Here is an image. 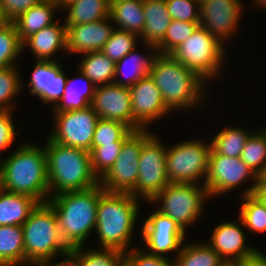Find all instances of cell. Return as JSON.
Here are the masks:
<instances>
[{
    "label": "cell",
    "mask_w": 266,
    "mask_h": 266,
    "mask_svg": "<svg viewBox=\"0 0 266 266\" xmlns=\"http://www.w3.org/2000/svg\"><path fill=\"white\" fill-rule=\"evenodd\" d=\"M140 202L130 193L107 192L99 183L94 231L99 239L97 248L118 249L124 253L132 249Z\"/></svg>",
    "instance_id": "6da1fadb"
},
{
    "label": "cell",
    "mask_w": 266,
    "mask_h": 266,
    "mask_svg": "<svg viewBox=\"0 0 266 266\" xmlns=\"http://www.w3.org/2000/svg\"><path fill=\"white\" fill-rule=\"evenodd\" d=\"M21 143L0 160L1 189L28 195L39 203L49 199L46 153L44 145Z\"/></svg>",
    "instance_id": "7a4b0ae2"
},
{
    "label": "cell",
    "mask_w": 266,
    "mask_h": 266,
    "mask_svg": "<svg viewBox=\"0 0 266 266\" xmlns=\"http://www.w3.org/2000/svg\"><path fill=\"white\" fill-rule=\"evenodd\" d=\"M149 75L160 89L164 103L172 114L174 111L197 110L206 104L203 99L205 96L208 98L207 82L170 55L157 54Z\"/></svg>",
    "instance_id": "3957f363"
},
{
    "label": "cell",
    "mask_w": 266,
    "mask_h": 266,
    "mask_svg": "<svg viewBox=\"0 0 266 266\" xmlns=\"http://www.w3.org/2000/svg\"><path fill=\"white\" fill-rule=\"evenodd\" d=\"M46 140L49 198L64 192L89 189L100 183L92 169L89 151L59 144L48 136Z\"/></svg>",
    "instance_id": "277c9868"
},
{
    "label": "cell",
    "mask_w": 266,
    "mask_h": 266,
    "mask_svg": "<svg viewBox=\"0 0 266 266\" xmlns=\"http://www.w3.org/2000/svg\"><path fill=\"white\" fill-rule=\"evenodd\" d=\"M99 184L81 191L64 192L48 199L56 212L62 239L70 247L86 246L96 227Z\"/></svg>",
    "instance_id": "5b68a950"
},
{
    "label": "cell",
    "mask_w": 266,
    "mask_h": 266,
    "mask_svg": "<svg viewBox=\"0 0 266 266\" xmlns=\"http://www.w3.org/2000/svg\"><path fill=\"white\" fill-rule=\"evenodd\" d=\"M24 266L67 256L71 248L62 239L56 212L48 203H39L22 225ZM56 257V258H55Z\"/></svg>",
    "instance_id": "8992f818"
},
{
    "label": "cell",
    "mask_w": 266,
    "mask_h": 266,
    "mask_svg": "<svg viewBox=\"0 0 266 266\" xmlns=\"http://www.w3.org/2000/svg\"><path fill=\"white\" fill-rule=\"evenodd\" d=\"M225 51L223 43L210 35L205 28L198 26L192 35L169 55L209 84L211 80H219L222 74V66L225 67L224 63H227L225 60L228 57Z\"/></svg>",
    "instance_id": "52a82bcc"
},
{
    "label": "cell",
    "mask_w": 266,
    "mask_h": 266,
    "mask_svg": "<svg viewBox=\"0 0 266 266\" xmlns=\"http://www.w3.org/2000/svg\"><path fill=\"white\" fill-rule=\"evenodd\" d=\"M210 199L203 184L169 183L150 202L156 210L173 219L185 232L197 223Z\"/></svg>",
    "instance_id": "ba28073f"
},
{
    "label": "cell",
    "mask_w": 266,
    "mask_h": 266,
    "mask_svg": "<svg viewBox=\"0 0 266 266\" xmlns=\"http://www.w3.org/2000/svg\"><path fill=\"white\" fill-rule=\"evenodd\" d=\"M152 130H142L138 179L135 189L130 193L145 203L150 202L170 182L167 175V147Z\"/></svg>",
    "instance_id": "9c48e42d"
},
{
    "label": "cell",
    "mask_w": 266,
    "mask_h": 266,
    "mask_svg": "<svg viewBox=\"0 0 266 266\" xmlns=\"http://www.w3.org/2000/svg\"><path fill=\"white\" fill-rule=\"evenodd\" d=\"M210 151V140L206 142L203 138L187 139L168 145L166 167L169 182L204 185L208 173Z\"/></svg>",
    "instance_id": "30bf717a"
},
{
    "label": "cell",
    "mask_w": 266,
    "mask_h": 266,
    "mask_svg": "<svg viewBox=\"0 0 266 266\" xmlns=\"http://www.w3.org/2000/svg\"><path fill=\"white\" fill-rule=\"evenodd\" d=\"M259 177L239 158L228 157L215 153L212 149L209 154L208 173L204 186L210 198L219 197L237 189L246 182L248 186L241 191L240 196L252 195Z\"/></svg>",
    "instance_id": "8fae6325"
},
{
    "label": "cell",
    "mask_w": 266,
    "mask_h": 266,
    "mask_svg": "<svg viewBox=\"0 0 266 266\" xmlns=\"http://www.w3.org/2000/svg\"><path fill=\"white\" fill-rule=\"evenodd\" d=\"M140 229L143 241L140 247L151 255L169 258L171 261L168 254L172 253L175 258L186 241V232L173 219L155 208L144 219Z\"/></svg>",
    "instance_id": "7c38bea8"
},
{
    "label": "cell",
    "mask_w": 266,
    "mask_h": 266,
    "mask_svg": "<svg viewBox=\"0 0 266 266\" xmlns=\"http://www.w3.org/2000/svg\"><path fill=\"white\" fill-rule=\"evenodd\" d=\"M52 131L48 137L59 144L91 151L92 139L99 119L88 106L80 110L52 113Z\"/></svg>",
    "instance_id": "4fadbf2b"
},
{
    "label": "cell",
    "mask_w": 266,
    "mask_h": 266,
    "mask_svg": "<svg viewBox=\"0 0 266 266\" xmlns=\"http://www.w3.org/2000/svg\"><path fill=\"white\" fill-rule=\"evenodd\" d=\"M142 130L134 131L122 144L121 151L109 171L100 179L107 192L131 193L137 184Z\"/></svg>",
    "instance_id": "5bb4252c"
},
{
    "label": "cell",
    "mask_w": 266,
    "mask_h": 266,
    "mask_svg": "<svg viewBox=\"0 0 266 266\" xmlns=\"http://www.w3.org/2000/svg\"><path fill=\"white\" fill-rule=\"evenodd\" d=\"M244 6L242 0H200L199 26L226 46L236 37Z\"/></svg>",
    "instance_id": "9a60e30c"
},
{
    "label": "cell",
    "mask_w": 266,
    "mask_h": 266,
    "mask_svg": "<svg viewBox=\"0 0 266 266\" xmlns=\"http://www.w3.org/2000/svg\"><path fill=\"white\" fill-rule=\"evenodd\" d=\"M132 104V130H149L150 124L172 113L150 75L129 87Z\"/></svg>",
    "instance_id": "2e32d148"
},
{
    "label": "cell",
    "mask_w": 266,
    "mask_h": 266,
    "mask_svg": "<svg viewBox=\"0 0 266 266\" xmlns=\"http://www.w3.org/2000/svg\"><path fill=\"white\" fill-rule=\"evenodd\" d=\"M237 219L236 222L233 220L219 223L211 232L209 239L205 240L225 262L241 261L258 250L246 242V228L242 220L239 217Z\"/></svg>",
    "instance_id": "e0dca14e"
},
{
    "label": "cell",
    "mask_w": 266,
    "mask_h": 266,
    "mask_svg": "<svg viewBox=\"0 0 266 266\" xmlns=\"http://www.w3.org/2000/svg\"><path fill=\"white\" fill-rule=\"evenodd\" d=\"M99 118L124 123L132 130V104L129 87L114 83L98 86L90 104Z\"/></svg>",
    "instance_id": "ac0fdd59"
},
{
    "label": "cell",
    "mask_w": 266,
    "mask_h": 266,
    "mask_svg": "<svg viewBox=\"0 0 266 266\" xmlns=\"http://www.w3.org/2000/svg\"><path fill=\"white\" fill-rule=\"evenodd\" d=\"M114 30L115 27L110 16L91 23L69 26L67 28L66 53L80 56L101 51Z\"/></svg>",
    "instance_id": "d6986e66"
},
{
    "label": "cell",
    "mask_w": 266,
    "mask_h": 266,
    "mask_svg": "<svg viewBox=\"0 0 266 266\" xmlns=\"http://www.w3.org/2000/svg\"><path fill=\"white\" fill-rule=\"evenodd\" d=\"M60 18L23 42V51L28 47L35 60L60 61L57 52L66 54L67 28ZM55 56V57H54ZM59 58V59H58Z\"/></svg>",
    "instance_id": "ffe728a7"
},
{
    "label": "cell",
    "mask_w": 266,
    "mask_h": 266,
    "mask_svg": "<svg viewBox=\"0 0 266 266\" xmlns=\"http://www.w3.org/2000/svg\"><path fill=\"white\" fill-rule=\"evenodd\" d=\"M142 45L147 51V56L141 51L139 53L137 51L138 47H136L134 50L126 54L120 61L116 62L114 84L131 87L143 77L149 75L152 61L158 53L154 45Z\"/></svg>",
    "instance_id": "44dd1931"
},
{
    "label": "cell",
    "mask_w": 266,
    "mask_h": 266,
    "mask_svg": "<svg viewBox=\"0 0 266 266\" xmlns=\"http://www.w3.org/2000/svg\"><path fill=\"white\" fill-rule=\"evenodd\" d=\"M77 70V77H67L64 94L59 102L51 108L52 113L80 110L90 106L96 86L82 71Z\"/></svg>",
    "instance_id": "7402d4cb"
},
{
    "label": "cell",
    "mask_w": 266,
    "mask_h": 266,
    "mask_svg": "<svg viewBox=\"0 0 266 266\" xmlns=\"http://www.w3.org/2000/svg\"><path fill=\"white\" fill-rule=\"evenodd\" d=\"M58 11H61V8L57 2L41 0L21 14L13 21L21 42L23 43L29 36L37 33L44 27L55 23L56 19H59L55 18L57 17L55 12Z\"/></svg>",
    "instance_id": "603a6c76"
},
{
    "label": "cell",
    "mask_w": 266,
    "mask_h": 266,
    "mask_svg": "<svg viewBox=\"0 0 266 266\" xmlns=\"http://www.w3.org/2000/svg\"><path fill=\"white\" fill-rule=\"evenodd\" d=\"M145 26L140 36L141 44L155 47L163 40L171 22L165 0H143Z\"/></svg>",
    "instance_id": "cb8c5ba5"
},
{
    "label": "cell",
    "mask_w": 266,
    "mask_h": 266,
    "mask_svg": "<svg viewBox=\"0 0 266 266\" xmlns=\"http://www.w3.org/2000/svg\"><path fill=\"white\" fill-rule=\"evenodd\" d=\"M109 16L115 29L141 36L145 26L143 0H110Z\"/></svg>",
    "instance_id": "d4e9b609"
},
{
    "label": "cell",
    "mask_w": 266,
    "mask_h": 266,
    "mask_svg": "<svg viewBox=\"0 0 266 266\" xmlns=\"http://www.w3.org/2000/svg\"><path fill=\"white\" fill-rule=\"evenodd\" d=\"M39 202L24 194L0 190V226H22Z\"/></svg>",
    "instance_id": "484cf974"
},
{
    "label": "cell",
    "mask_w": 266,
    "mask_h": 266,
    "mask_svg": "<svg viewBox=\"0 0 266 266\" xmlns=\"http://www.w3.org/2000/svg\"><path fill=\"white\" fill-rule=\"evenodd\" d=\"M109 10L110 0H73L61 8L66 28L109 17Z\"/></svg>",
    "instance_id": "4316f807"
},
{
    "label": "cell",
    "mask_w": 266,
    "mask_h": 266,
    "mask_svg": "<svg viewBox=\"0 0 266 266\" xmlns=\"http://www.w3.org/2000/svg\"><path fill=\"white\" fill-rule=\"evenodd\" d=\"M78 69L82 71L92 82L98 86L111 84L115 78L116 63L110 60L101 51L81 55Z\"/></svg>",
    "instance_id": "83f0119b"
},
{
    "label": "cell",
    "mask_w": 266,
    "mask_h": 266,
    "mask_svg": "<svg viewBox=\"0 0 266 266\" xmlns=\"http://www.w3.org/2000/svg\"><path fill=\"white\" fill-rule=\"evenodd\" d=\"M0 266H24L22 226H0Z\"/></svg>",
    "instance_id": "f1b7e54d"
},
{
    "label": "cell",
    "mask_w": 266,
    "mask_h": 266,
    "mask_svg": "<svg viewBox=\"0 0 266 266\" xmlns=\"http://www.w3.org/2000/svg\"><path fill=\"white\" fill-rule=\"evenodd\" d=\"M68 256L73 266H124V252L118 249L79 246L71 248Z\"/></svg>",
    "instance_id": "f546056e"
},
{
    "label": "cell",
    "mask_w": 266,
    "mask_h": 266,
    "mask_svg": "<svg viewBox=\"0 0 266 266\" xmlns=\"http://www.w3.org/2000/svg\"><path fill=\"white\" fill-rule=\"evenodd\" d=\"M225 261L206 242H186L172 259V266H222Z\"/></svg>",
    "instance_id": "4dcf8cb0"
},
{
    "label": "cell",
    "mask_w": 266,
    "mask_h": 266,
    "mask_svg": "<svg viewBox=\"0 0 266 266\" xmlns=\"http://www.w3.org/2000/svg\"><path fill=\"white\" fill-rule=\"evenodd\" d=\"M252 132L244 130L242 126L223 127L213 135L214 137H210L211 149L223 156L240 158L247 138Z\"/></svg>",
    "instance_id": "1f68e13d"
},
{
    "label": "cell",
    "mask_w": 266,
    "mask_h": 266,
    "mask_svg": "<svg viewBox=\"0 0 266 266\" xmlns=\"http://www.w3.org/2000/svg\"><path fill=\"white\" fill-rule=\"evenodd\" d=\"M240 159L259 177L266 169V126L247 138Z\"/></svg>",
    "instance_id": "d6a6232c"
},
{
    "label": "cell",
    "mask_w": 266,
    "mask_h": 266,
    "mask_svg": "<svg viewBox=\"0 0 266 266\" xmlns=\"http://www.w3.org/2000/svg\"><path fill=\"white\" fill-rule=\"evenodd\" d=\"M18 66L0 69V111H15L16 96L21 95L24 90L25 85Z\"/></svg>",
    "instance_id": "836d02e7"
},
{
    "label": "cell",
    "mask_w": 266,
    "mask_h": 266,
    "mask_svg": "<svg viewBox=\"0 0 266 266\" xmlns=\"http://www.w3.org/2000/svg\"><path fill=\"white\" fill-rule=\"evenodd\" d=\"M23 53V43L15 24L4 22L0 26V69L15 66L17 58L20 59Z\"/></svg>",
    "instance_id": "e575fe53"
},
{
    "label": "cell",
    "mask_w": 266,
    "mask_h": 266,
    "mask_svg": "<svg viewBox=\"0 0 266 266\" xmlns=\"http://www.w3.org/2000/svg\"><path fill=\"white\" fill-rule=\"evenodd\" d=\"M240 204L238 217L242 220L246 230L251 233H266V207L252 195L239 196Z\"/></svg>",
    "instance_id": "d590c367"
},
{
    "label": "cell",
    "mask_w": 266,
    "mask_h": 266,
    "mask_svg": "<svg viewBox=\"0 0 266 266\" xmlns=\"http://www.w3.org/2000/svg\"><path fill=\"white\" fill-rule=\"evenodd\" d=\"M133 132L122 122L99 118L92 139V147L124 142Z\"/></svg>",
    "instance_id": "8d00e7d4"
},
{
    "label": "cell",
    "mask_w": 266,
    "mask_h": 266,
    "mask_svg": "<svg viewBox=\"0 0 266 266\" xmlns=\"http://www.w3.org/2000/svg\"><path fill=\"white\" fill-rule=\"evenodd\" d=\"M140 43V37L137 34L115 29L101 52L116 63L138 47V44L141 45Z\"/></svg>",
    "instance_id": "74e56055"
},
{
    "label": "cell",
    "mask_w": 266,
    "mask_h": 266,
    "mask_svg": "<svg viewBox=\"0 0 266 266\" xmlns=\"http://www.w3.org/2000/svg\"><path fill=\"white\" fill-rule=\"evenodd\" d=\"M199 22L171 20L163 40L156 46L158 54L169 55L178 45L192 35Z\"/></svg>",
    "instance_id": "f35d334b"
},
{
    "label": "cell",
    "mask_w": 266,
    "mask_h": 266,
    "mask_svg": "<svg viewBox=\"0 0 266 266\" xmlns=\"http://www.w3.org/2000/svg\"><path fill=\"white\" fill-rule=\"evenodd\" d=\"M27 82L28 93L40 99L42 105L49 104L50 61L36 60L31 77Z\"/></svg>",
    "instance_id": "ab89813d"
},
{
    "label": "cell",
    "mask_w": 266,
    "mask_h": 266,
    "mask_svg": "<svg viewBox=\"0 0 266 266\" xmlns=\"http://www.w3.org/2000/svg\"><path fill=\"white\" fill-rule=\"evenodd\" d=\"M123 142L91 147L90 156L92 169L99 179H101L113 166L116 161Z\"/></svg>",
    "instance_id": "60d3db41"
},
{
    "label": "cell",
    "mask_w": 266,
    "mask_h": 266,
    "mask_svg": "<svg viewBox=\"0 0 266 266\" xmlns=\"http://www.w3.org/2000/svg\"><path fill=\"white\" fill-rule=\"evenodd\" d=\"M172 20L200 21V0H165Z\"/></svg>",
    "instance_id": "b9f144b4"
},
{
    "label": "cell",
    "mask_w": 266,
    "mask_h": 266,
    "mask_svg": "<svg viewBox=\"0 0 266 266\" xmlns=\"http://www.w3.org/2000/svg\"><path fill=\"white\" fill-rule=\"evenodd\" d=\"M138 246L124 253V266H172L169 258L151 255Z\"/></svg>",
    "instance_id": "7bdbcfd3"
},
{
    "label": "cell",
    "mask_w": 266,
    "mask_h": 266,
    "mask_svg": "<svg viewBox=\"0 0 266 266\" xmlns=\"http://www.w3.org/2000/svg\"><path fill=\"white\" fill-rule=\"evenodd\" d=\"M60 61H50L49 104L53 108L61 99L65 91L67 74Z\"/></svg>",
    "instance_id": "ee69618b"
},
{
    "label": "cell",
    "mask_w": 266,
    "mask_h": 266,
    "mask_svg": "<svg viewBox=\"0 0 266 266\" xmlns=\"http://www.w3.org/2000/svg\"><path fill=\"white\" fill-rule=\"evenodd\" d=\"M12 111H0V159L3 151H7L15 144L16 136H19V130L16 129Z\"/></svg>",
    "instance_id": "f6af8a7d"
},
{
    "label": "cell",
    "mask_w": 266,
    "mask_h": 266,
    "mask_svg": "<svg viewBox=\"0 0 266 266\" xmlns=\"http://www.w3.org/2000/svg\"><path fill=\"white\" fill-rule=\"evenodd\" d=\"M41 0H0V13L4 22H13Z\"/></svg>",
    "instance_id": "bcb514c9"
},
{
    "label": "cell",
    "mask_w": 266,
    "mask_h": 266,
    "mask_svg": "<svg viewBox=\"0 0 266 266\" xmlns=\"http://www.w3.org/2000/svg\"><path fill=\"white\" fill-rule=\"evenodd\" d=\"M237 266H266V255L258 248L254 254L238 261Z\"/></svg>",
    "instance_id": "7dc6e473"
},
{
    "label": "cell",
    "mask_w": 266,
    "mask_h": 266,
    "mask_svg": "<svg viewBox=\"0 0 266 266\" xmlns=\"http://www.w3.org/2000/svg\"><path fill=\"white\" fill-rule=\"evenodd\" d=\"M252 196L266 207V185L260 179L254 186Z\"/></svg>",
    "instance_id": "c3c4849f"
},
{
    "label": "cell",
    "mask_w": 266,
    "mask_h": 266,
    "mask_svg": "<svg viewBox=\"0 0 266 266\" xmlns=\"http://www.w3.org/2000/svg\"><path fill=\"white\" fill-rule=\"evenodd\" d=\"M30 266H73V265L70 257L67 255L65 257H62L61 261L59 262H57L56 260H48V261L34 263Z\"/></svg>",
    "instance_id": "681fc988"
},
{
    "label": "cell",
    "mask_w": 266,
    "mask_h": 266,
    "mask_svg": "<svg viewBox=\"0 0 266 266\" xmlns=\"http://www.w3.org/2000/svg\"><path fill=\"white\" fill-rule=\"evenodd\" d=\"M254 1V2H253ZM251 4L259 8L266 9V0H252Z\"/></svg>",
    "instance_id": "f907efd6"
},
{
    "label": "cell",
    "mask_w": 266,
    "mask_h": 266,
    "mask_svg": "<svg viewBox=\"0 0 266 266\" xmlns=\"http://www.w3.org/2000/svg\"><path fill=\"white\" fill-rule=\"evenodd\" d=\"M73 0H59L57 3L60 6V8H62L64 5H66L67 3L71 2Z\"/></svg>",
    "instance_id": "816d5d0a"
},
{
    "label": "cell",
    "mask_w": 266,
    "mask_h": 266,
    "mask_svg": "<svg viewBox=\"0 0 266 266\" xmlns=\"http://www.w3.org/2000/svg\"><path fill=\"white\" fill-rule=\"evenodd\" d=\"M259 179L266 185V169L264 172L259 176Z\"/></svg>",
    "instance_id": "f5cc1de1"
},
{
    "label": "cell",
    "mask_w": 266,
    "mask_h": 266,
    "mask_svg": "<svg viewBox=\"0 0 266 266\" xmlns=\"http://www.w3.org/2000/svg\"><path fill=\"white\" fill-rule=\"evenodd\" d=\"M222 266H237V262H225Z\"/></svg>",
    "instance_id": "db71d44e"
},
{
    "label": "cell",
    "mask_w": 266,
    "mask_h": 266,
    "mask_svg": "<svg viewBox=\"0 0 266 266\" xmlns=\"http://www.w3.org/2000/svg\"><path fill=\"white\" fill-rule=\"evenodd\" d=\"M0 190H1V169H0Z\"/></svg>",
    "instance_id": "11a10c76"
},
{
    "label": "cell",
    "mask_w": 266,
    "mask_h": 266,
    "mask_svg": "<svg viewBox=\"0 0 266 266\" xmlns=\"http://www.w3.org/2000/svg\"><path fill=\"white\" fill-rule=\"evenodd\" d=\"M43 1H54V2H58L59 0H43Z\"/></svg>",
    "instance_id": "9f6ffc18"
}]
</instances>
